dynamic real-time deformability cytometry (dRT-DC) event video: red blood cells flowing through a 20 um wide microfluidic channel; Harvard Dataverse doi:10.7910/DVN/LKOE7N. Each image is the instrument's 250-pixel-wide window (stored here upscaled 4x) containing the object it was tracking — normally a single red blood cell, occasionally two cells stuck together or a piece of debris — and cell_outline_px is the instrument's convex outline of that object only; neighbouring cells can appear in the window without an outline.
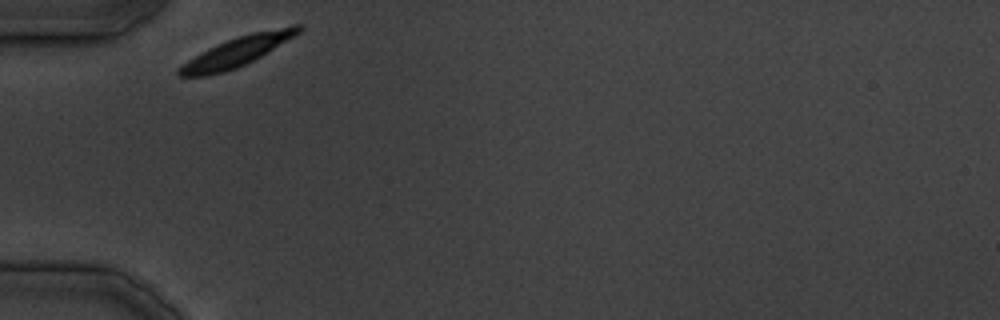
{"species": "common noctule bat (a hibernating species)", "species_latin": "Nyctalus noctula", "temperature_condition": "cold", "stored_images_in_passage": 9, "camera_frame_rate_fps": 3000, "um_per_image_px": 0.085, "animal": {"sex": "male", "body_mass_g": 19.5, "forearm_length_mm": 54.6}, "frame": {"image": 1, "passage_image": 1, "time_ms": 0.0, "image_size_px": [1000, 320], "cell_outline_px": [[304, 28], [300, 32], [260, 56], [236, 68], [224, 72], [208, 76], [176, 76], [176, 68], [188, 60], [208, 48], [228, 40], [252, 32], [292, 24], [304, 24]], "centroid_in_image_um": [20.14, 4.37], "position_along_channel_um": 64.9, "area_um2": 20.4}}